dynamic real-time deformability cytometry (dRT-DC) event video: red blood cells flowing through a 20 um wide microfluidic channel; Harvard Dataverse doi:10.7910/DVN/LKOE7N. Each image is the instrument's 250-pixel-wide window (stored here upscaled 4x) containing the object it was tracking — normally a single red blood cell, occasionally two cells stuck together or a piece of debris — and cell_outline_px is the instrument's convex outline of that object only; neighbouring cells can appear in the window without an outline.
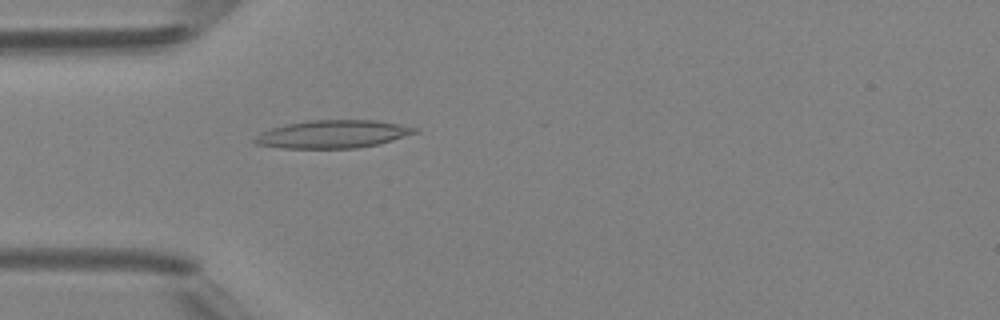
{"species": "Egyptian fruit bat (a non-hibernating species)", "species_latin": "Rousettus aegyptiacus", "temperature_condition": "room temperature", "stored_images_in_passage": 23, "camera_frame_rate_fps": 3000, "um_per_image_px": 0.085, "animal": {"sex": "female"}, "frame": {"image": 1, "passage_image": 14, "time_ms": 4.333, "image_size_px": [1000, 320], "cell_outline_px": [[420, 132], [380, 144], [356, 148], [280, 148], [256, 144], [252, 140], [260, 132], [284, 124], [308, 120], [376, 120], [400, 124], [420, 128]], "centroid_in_image_um": [28.32, 11.4], "position_along_channel_um": 56.7, "area_um2": 26.36}}
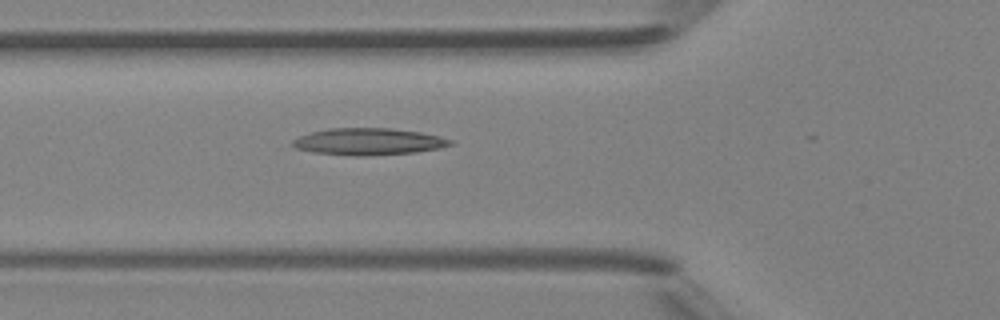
{"frame": {"image": 2, "passage_image": 17, "time_ms": 5.333, "image_size_px": [1000, 320], "cell_outline_px": [[452, 144], [440, 148], [416, 152], [368, 156], [352, 156], [312, 152], [296, 148], [292, 144], [292, 140], [300, 136], [312, 132], [328, 128], [392, 128], [420, 132], [440, 136], [452, 140]], "centroid_in_image_um": [31.32, 12.04], "position_along_channel_um": 94.5, "area_um2": 24.74}}
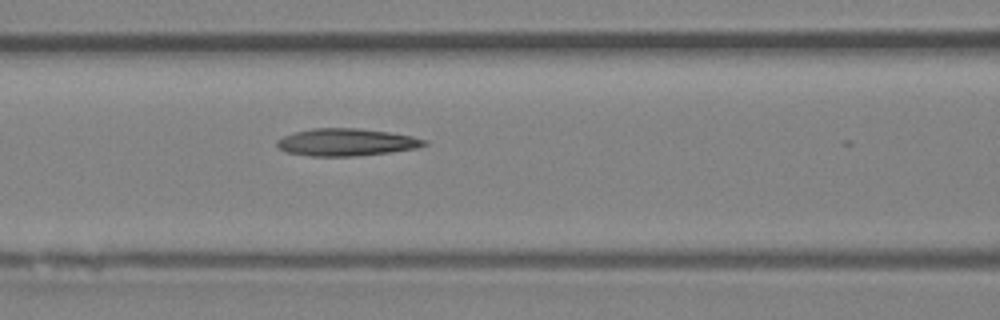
{"frame": {"image": 3, "passage_image": 20, "time_ms": 6.333, "image_size_px": [1000, 320], "cell_outline_px": [[428, 144], [416, 148], [392, 152], [356, 156], [308, 156], [284, 152], [276, 148], [276, 140], [284, 136], [296, 132], [312, 128], [356, 128], [388, 132], [412, 136], [428, 140]], "centroid_in_image_um": [29.41, 12.1], "position_along_channel_um": 137.2, "area_um2": 23.64}}